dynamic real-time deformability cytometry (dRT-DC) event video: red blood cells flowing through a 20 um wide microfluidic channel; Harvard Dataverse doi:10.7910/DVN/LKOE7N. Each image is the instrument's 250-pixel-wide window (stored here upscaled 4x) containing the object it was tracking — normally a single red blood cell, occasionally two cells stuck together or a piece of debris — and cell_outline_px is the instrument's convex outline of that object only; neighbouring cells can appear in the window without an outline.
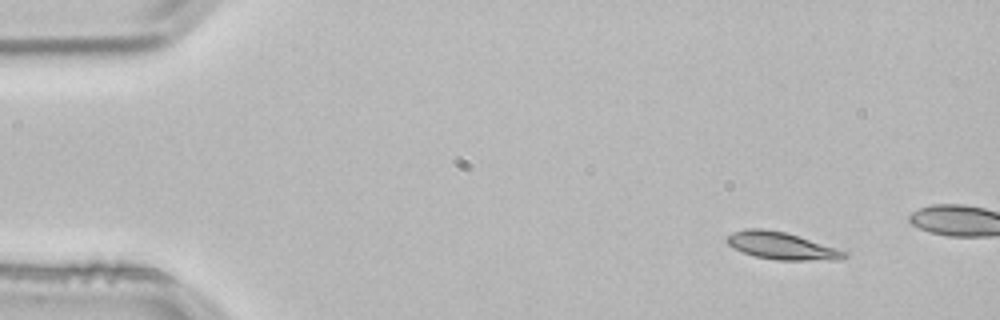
{"species": "common noctule bat (a hibernating species)", "species_latin": "Nyctalus noctula", "temperature_condition": "room temperature", "stored_images_in_passage": 3, "camera_frame_rate_fps": 3000, "um_per_image_px": 0.085, "animal": {"sex": "male", "body_mass_g": 21.5, "forearm_length_mm": 52.0}, "frame": {"image": 1, "passage_image": 1, "time_ms": 0.0, "image_size_px": [1000, 320], "cell_outline_px": [[848, 256], [840, 260], [776, 260], [756, 256], [732, 248], [724, 240], [732, 232], [744, 228], [764, 228], [784, 232], [836, 248], [848, 252]], "centroid_in_image_um": [66.41, 20.89], "position_along_channel_um": 18.6, "area_um2": 18.61}}